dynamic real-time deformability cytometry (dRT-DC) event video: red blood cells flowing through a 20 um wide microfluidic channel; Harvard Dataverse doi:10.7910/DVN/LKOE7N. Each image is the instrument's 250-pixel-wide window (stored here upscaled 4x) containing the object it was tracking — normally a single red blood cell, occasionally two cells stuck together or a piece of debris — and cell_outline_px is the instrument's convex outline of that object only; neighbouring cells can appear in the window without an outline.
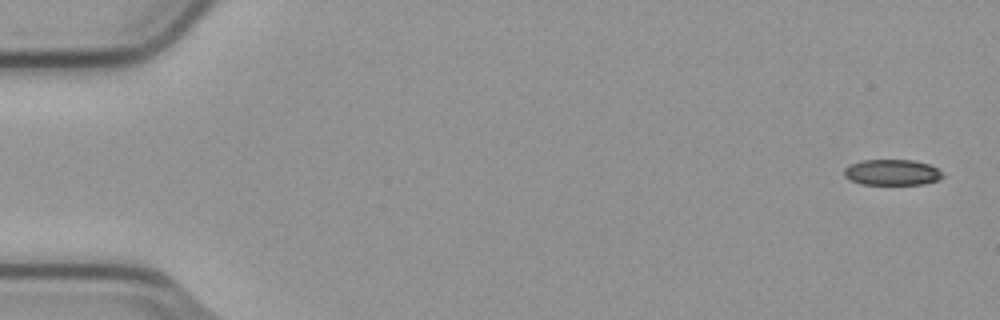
{"species": "common noctule bat (a hibernating species)", "species_latin": "Nyctalus noctula", "temperature_condition": "cold", "stored_images_in_passage": 5, "camera_frame_rate_fps": 3000, "um_per_image_px": 0.085, "animal": {"sex": "male", "body_mass_g": 23.1, "forearm_length_mm": 52.7}, "frame": {"image": 1, "passage_image": 1, "time_ms": 0.0, "image_size_px": [1000, 320], "cell_outline_px": [[944, 176], [940, 180], [924, 184], [860, 184], [848, 180], [844, 176], [844, 168], [848, 164], [864, 160], [912, 160], [928, 164], [936, 168]], "centroid_in_image_um": [75.78, 14.66], "position_along_channel_um": 9.2, "area_um2": 14.91}}
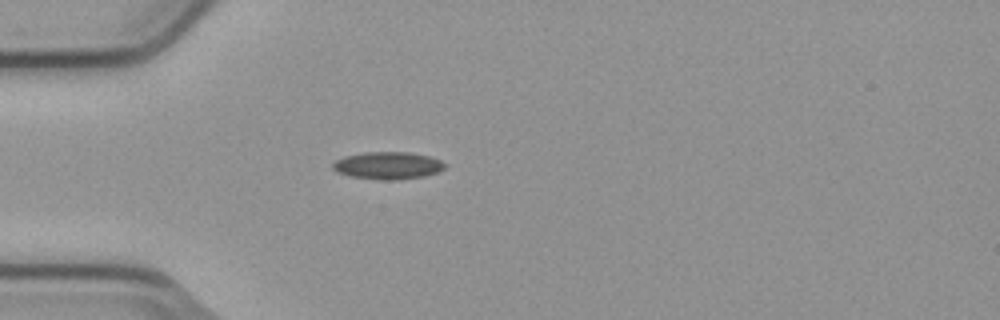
{"frame": {"image": 2, "passage_image": 5, "time_ms": 1.333, "image_size_px": [1000, 320], "cell_outline_px": [[448, 164], [440, 172], [424, 176], [396, 180], [384, 180], [352, 176], [336, 172], [332, 168], [332, 164], [336, 160], [344, 156], [364, 152], [408, 152], [428, 156], [440, 160]], "centroid_in_image_um": [32.99, 14.06], "position_along_channel_um": 52.0, "area_um2": 17.92}}